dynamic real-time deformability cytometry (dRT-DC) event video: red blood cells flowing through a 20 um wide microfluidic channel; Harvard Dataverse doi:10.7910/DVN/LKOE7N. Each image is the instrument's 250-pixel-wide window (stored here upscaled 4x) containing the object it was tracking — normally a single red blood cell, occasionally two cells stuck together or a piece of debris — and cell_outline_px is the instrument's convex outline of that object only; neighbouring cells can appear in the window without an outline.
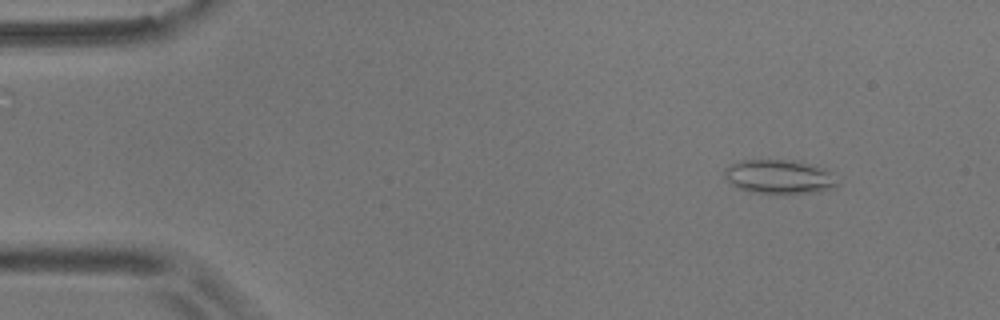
{"species": "common noctule bat (a hibernating species)", "species_latin": "Nyctalus noctula", "temperature_condition": "room temperature", "stored_images_in_passage": 13, "camera_frame_rate_fps": 3000, "um_per_image_px": 0.085, "animal": {"sex": "male", "body_mass_g": 17.9}, "frame": {"image": 1, "passage_image": 1, "time_ms": 0.0, "image_size_px": [1000, 320], "cell_outline_px": [[840, 184], [836, 188], [820, 192], [792, 196], [772, 196], [748, 192], [732, 184], [724, 176], [724, 168], [740, 160], [800, 160], [812, 164], [832, 172]], "centroid_in_image_um": [66.31, 15.08], "position_along_channel_um": 18.7, "area_um2": 23.76}}